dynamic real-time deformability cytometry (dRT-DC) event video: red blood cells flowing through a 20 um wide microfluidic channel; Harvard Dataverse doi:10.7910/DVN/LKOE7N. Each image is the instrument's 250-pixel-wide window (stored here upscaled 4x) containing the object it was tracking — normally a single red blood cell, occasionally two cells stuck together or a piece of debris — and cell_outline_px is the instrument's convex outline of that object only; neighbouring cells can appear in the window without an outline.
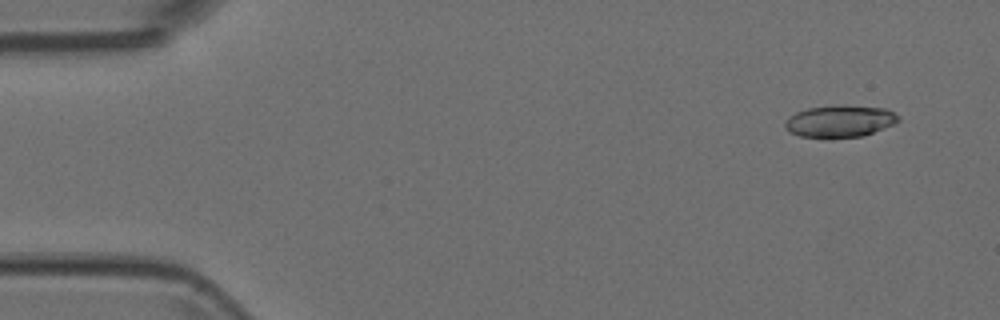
{"species": "Egyptian fruit bat (a non-hibernating species)", "species_latin": "Rousettus aegyptiacus", "temperature_condition": "room temperature", "stored_images_in_passage": 4, "camera_frame_rate_fps": 3000, "um_per_image_px": 0.085, "animal": {"sex": "female"}, "frame": {"image": 1, "passage_image": 1, "time_ms": 0.0, "image_size_px": [1000, 320], "cell_outline_px": [[900, 120], [896, 124], [864, 136], [828, 140], [800, 136], [788, 132], [784, 124], [788, 116], [796, 112], [808, 108], [888, 108], [900, 116]], "centroid_in_image_um": [71.38, 10.39], "position_along_channel_um": 13.6, "area_um2": 20.98}}
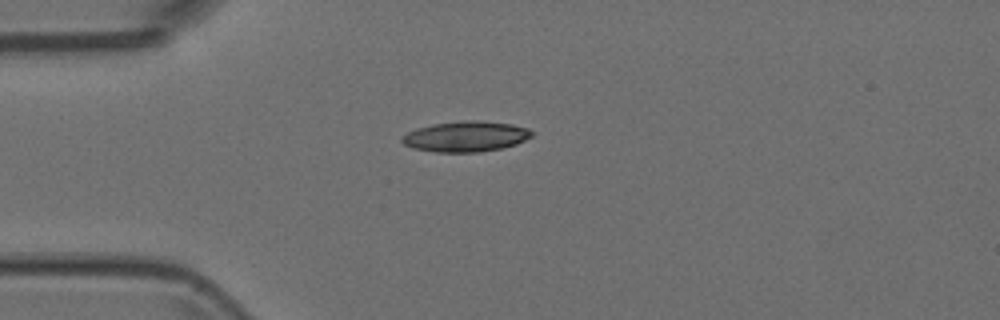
{"frame": {"image": 2, "passage_image": 4, "time_ms": 1.0, "image_size_px": [1000, 320], "cell_outline_px": [[532, 136], [516, 144], [500, 148], [480, 152], [436, 152], [412, 148], [404, 144], [400, 140], [408, 132], [416, 128], [432, 124], [460, 120], [480, 120], [512, 124], [528, 128], [532, 132]], "centroid_in_image_um": [39.58, 11.59], "position_along_channel_um": 45.4, "area_um2": 23.12}}